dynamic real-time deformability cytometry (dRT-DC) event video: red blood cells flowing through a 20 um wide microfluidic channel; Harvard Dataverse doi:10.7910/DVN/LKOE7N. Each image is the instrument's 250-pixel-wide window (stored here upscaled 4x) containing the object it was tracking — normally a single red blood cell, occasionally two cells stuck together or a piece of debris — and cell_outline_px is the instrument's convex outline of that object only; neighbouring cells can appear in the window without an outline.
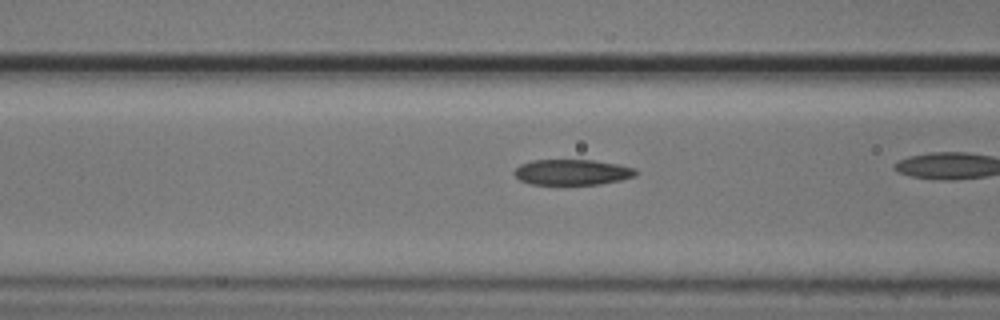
{"species": "common noctule bat (a hibernating species)", "species_latin": "Nyctalus noctula", "temperature_condition": "cold", "stored_images_in_passage": 28, "camera_frame_rate_fps": 3000, "um_per_image_px": 0.085, "animal": {"sex": "male", "body_mass_g": 20.5, "forearm_length_mm": 52.5}, "frame": {"image": 1, "passage_image": 9, "time_ms": 2.667, "image_size_px": [1000, 320], "cell_outline_px": [[636, 176], [620, 180], [600, 184], [528, 184], [520, 180], [512, 172], [520, 164], [532, 160], [592, 160], [616, 164], [636, 168]], "centroid_in_image_um": [48.61, 14.63], "position_along_channel_um": 118.0, "area_um2": 18.09}}